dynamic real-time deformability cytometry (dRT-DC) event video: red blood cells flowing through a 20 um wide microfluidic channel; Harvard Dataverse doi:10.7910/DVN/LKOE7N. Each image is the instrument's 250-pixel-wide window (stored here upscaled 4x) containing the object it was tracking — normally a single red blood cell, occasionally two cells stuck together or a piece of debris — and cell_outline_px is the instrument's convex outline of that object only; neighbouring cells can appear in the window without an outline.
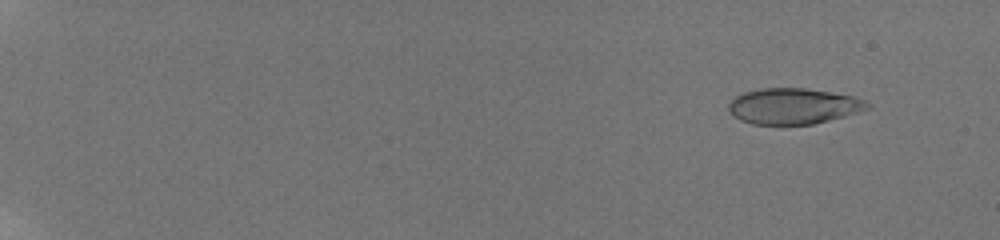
{"species": "human", "species_latin": "Homo sapiens", "temperature_condition": "room temperature", "stored_images_in_passage": 23, "camera_frame_rate_fps": 3000, "um_per_image_px": 0.085, "donor": {"sex": "male"}, "frame": {"image": 1, "passage_image": 6, "time_ms": 1.667, "image_size_px": [1000, 240], "cell_outline_px": [[872, 108], [844, 116], [812, 124], [752, 124], [740, 120], [732, 116], [728, 112], [728, 104], [736, 96], [744, 92], [760, 88], [804, 88], [852, 96], [864, 100], [872, 104]], "centroid_in_image_um": [67.42, 9.02], "position_along_channel_um": 17.6, "area_um2": 28.96}}